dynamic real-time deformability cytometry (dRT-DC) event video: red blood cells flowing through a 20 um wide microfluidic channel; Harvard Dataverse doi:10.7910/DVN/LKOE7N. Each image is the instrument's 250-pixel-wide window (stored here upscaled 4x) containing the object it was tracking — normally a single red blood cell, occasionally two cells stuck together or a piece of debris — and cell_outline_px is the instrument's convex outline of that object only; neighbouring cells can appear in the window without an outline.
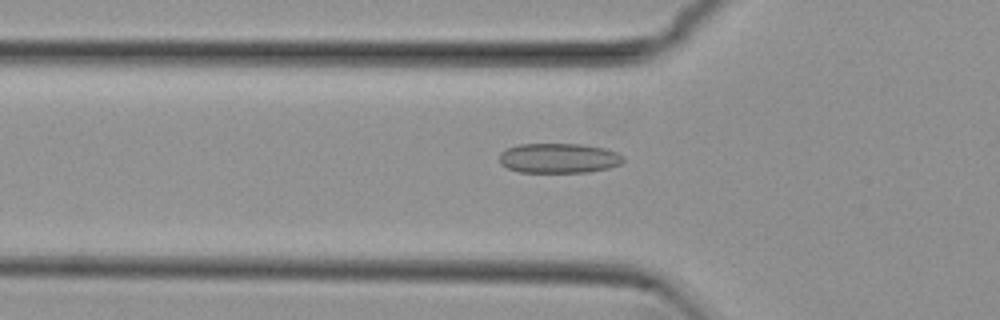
{"species": "common noctule bat (a hibernating species)", "species_latin": "Nyctalus noctula", "temperature_condition": "cold", "stored_images_in_passage": 39, "camera_frame_rate_fps": 3000, "um_per_image_px": 0.085, "animal": {"sex": "female", "body_mass_g": 29.2, "forearm_length_mm": 56.3}, "frame": {"image": 1, "passage_image": 4, "time_ms": 1.0, "image_size_px": [1000, 320], "cell_outline_px": [[624, 160], [620, 164], [608, 168], [588, 172], [520, 172], [508, 168], [500, 164], [500, 152], [508, 148], [520, 144], [580, 144], [604, 148], [616, 152], [624, 156]], "centroid_in_image_um": [47.5, 13.44], "position_along_channel_um": 78.3, "area_um2": 21.5}}
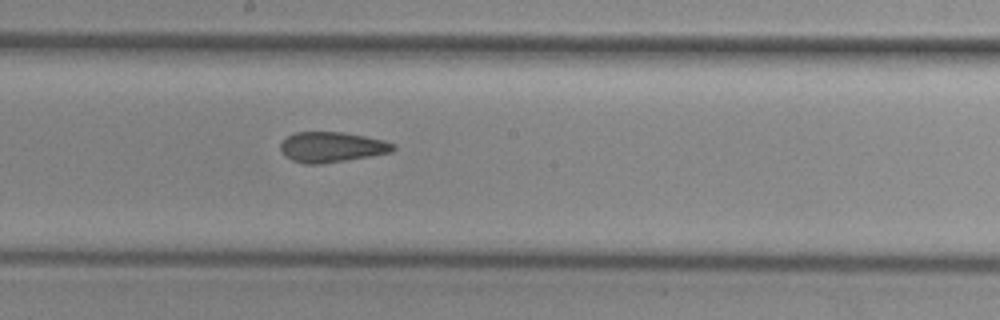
{"frame": {"image": 2, "passage_image": 15, "time_ms": 4.667, "image_size_px": [1000, 320], "cell_outline_px": [[396, 148], [392, 152], [372, 156], [320, 164], [304, 164], [292, 160], [284, 156], [280, 148], [280, 144], [288, 136], [296, 132], [344, 132], [384, 140], [396, 144]], "centroid_in_image_um": [28.22, 12.5], "position_along_channel_um": 220.0, "area_um2": 20.0}}
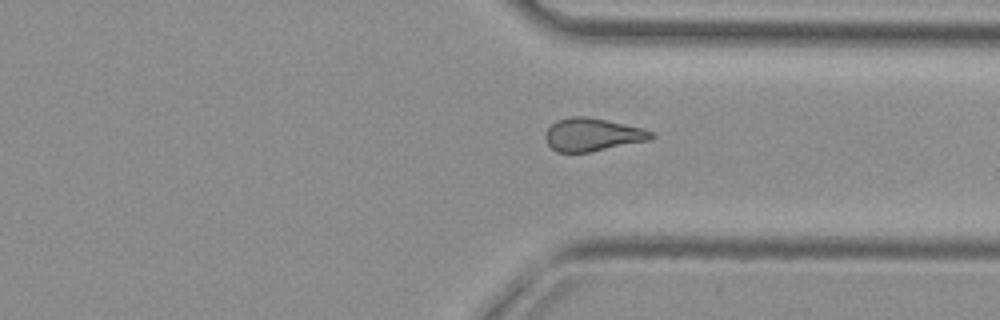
{"frame": {"image": 3, "passage_image": 26, "time_ms": 8.333, "image_size_px": [1000, 320], "cell_outline_px": [[656, 136], [648, 140], [588, 152], [556, 152], [548, 144], [544, 136], [548, 128], [556, 120], [568, 116], [588, 116], [644, 128], [656, 132]], "centroid_in_image_um": [50.36, 11.42], "position_along_channel_um": 361.0, "area_um2": 20.4}, "authors_computed_cell_mechanics": {"area_um2": 20.3456, "velocity_mm_per_s": 3.8461, "shape_relaxation_time_tau1_ms": 9.7939, "shape_relaxation_time_tau2_ms": 3.3843, "deformation_change_tau1": 0.1221, "deformation_change_tau2": 0.1052}}